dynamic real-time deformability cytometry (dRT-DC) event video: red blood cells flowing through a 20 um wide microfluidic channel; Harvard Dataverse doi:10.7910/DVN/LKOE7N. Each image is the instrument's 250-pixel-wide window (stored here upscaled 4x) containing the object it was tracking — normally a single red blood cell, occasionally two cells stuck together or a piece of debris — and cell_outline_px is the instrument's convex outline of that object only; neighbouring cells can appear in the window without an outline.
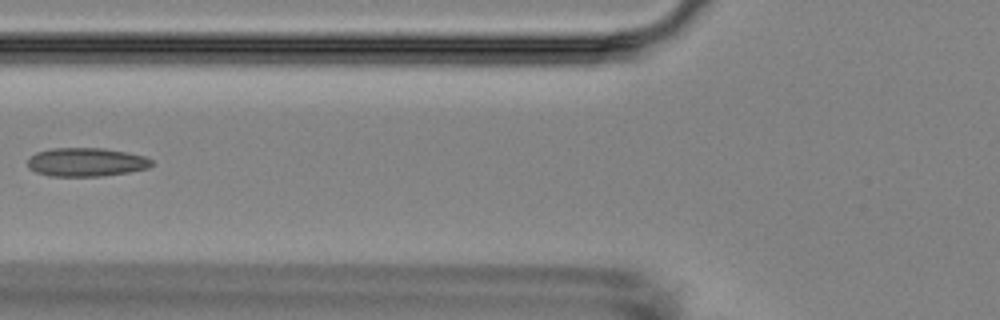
{"species": "Egyptian fruit bat (a non-hibernating species)", "species_latin": "Rousettus aegyptiacus", "temperature_condition": "room temperature", "stored_images_in_passage": 6, "camera_frame_rate_fps": 3000, "um_per_image_px": 0.085, "animal": {"sex": "female"}, "frame": {"image": 1, "passage_image": 5, "time_ms": 4.667, "image_size_px": [1000, 320], "cell_outline_px": [[152, 164], [148, 168], [128, 172], [100, 176], [48, 176], [36, 172], [28, 168], [28, 156], [36, 152], [52, 148], [104, 148], [128, 152], [144, 156], [152, 160]], "centroid_in_image_um": [7.29, 13.77], "position_along_channel_um": 118.5, "area_um2": 20.81}}